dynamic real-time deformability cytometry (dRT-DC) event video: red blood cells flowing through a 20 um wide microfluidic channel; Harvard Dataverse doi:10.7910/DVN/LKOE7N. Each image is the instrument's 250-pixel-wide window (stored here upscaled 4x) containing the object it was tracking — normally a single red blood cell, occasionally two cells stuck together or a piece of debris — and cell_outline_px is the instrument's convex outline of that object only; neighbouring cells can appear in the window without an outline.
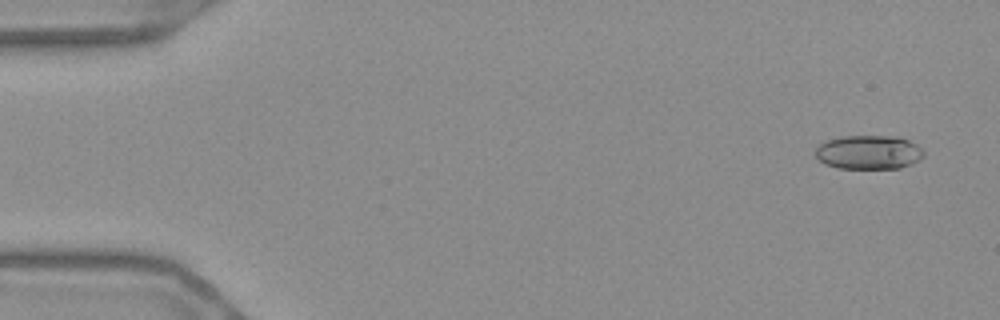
{"species": "Egyptian fruit bat (a non-hibernating species)", "species_latin": "Rousettus aegyptiacus", "temperature_condition": "warm", "stored_images_in_passage": 55, "camera_frame_rate_fps": 3000, "um_per_image_px": 0.085, "frame": {"image": 1, "passage_image": 3, "time_ms": 0.667, "image_size_px": [1000, 320], "cell_outline_px": [[924, 156], [920, 160], [912, 164], [900, 168], [836, 168], [824, 164], [816, 156], [816, 148], [820, 144], [828, 140], [840, 136], [896, 136], [908, 140], [916, 144], [924, 152]], "centroid_in_image_um": [73.85, 12.94], "position_along_channel_um": 11.1, "area_um2": 21.5}}
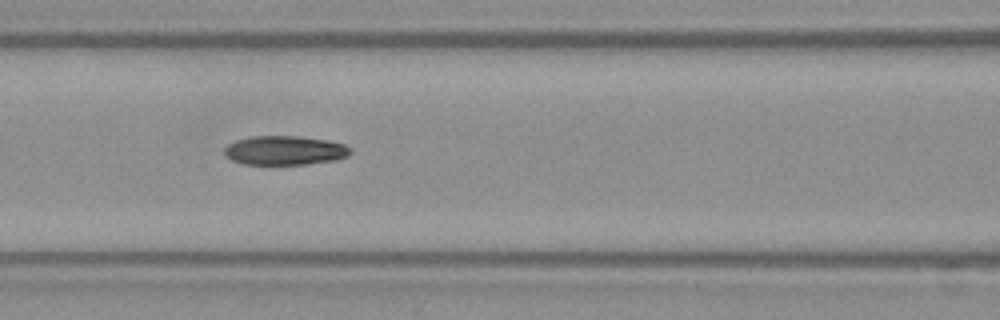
{"frame": {"image": 2, "passage_image": 24, "time_ms": 7.667, "image_size_px": [1000, 320], "cell_outline_px": [[352, 152], [348, 156], [336, 160], [308, 164], [244, 164], [232, 160], [224, 152], [224, 148], [228, 144], [236, 140], [252, 136], [300, 136], [328, 140], [344, 144], [352, 148]], "centroid_in_image_um": [24.25, 12.78], "position_along_channel_um": 142.3, "area_um2": 21.5}}
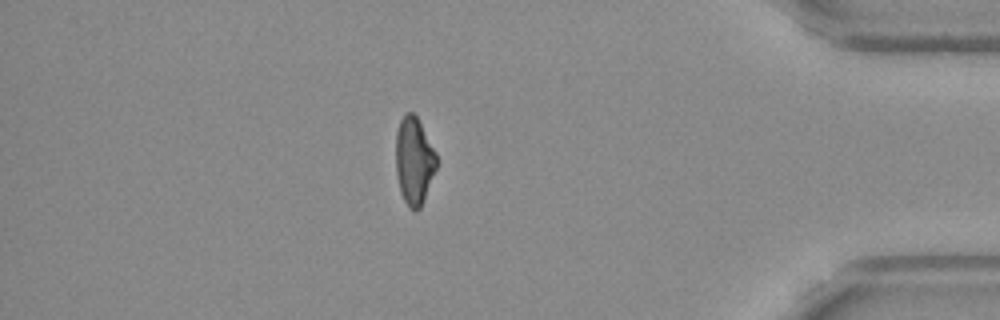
{"frame": {"image": 3, "passage_image": 48, "time_ms": 15.667, "image_size_px": [1000, 320], "cell_outline_px": [[440, 160], [420, 208], [416, 212], [412, 212], [408, 208], [400, 192], [396, 172], [396, 132], [400, 120], [404, 112], [412, 112], [416, 116], [436, 152]], "centroid_in_image_um": [35.2, 13.69], "position_along_channel_um": 400.0, "area_um2": 21.04}, "authors_computed_cell_mechanics": {"area_um2": 21.675, "velocity_mm_per_s": 3.7058, "shape_relaxation_time_tau1_ms": 9.7338, "shape_relaxation_time_tau2_ms": 3.6902, "deformation_change_tau1": 0.2319, "deformation_change_tau2": 0.1025}}